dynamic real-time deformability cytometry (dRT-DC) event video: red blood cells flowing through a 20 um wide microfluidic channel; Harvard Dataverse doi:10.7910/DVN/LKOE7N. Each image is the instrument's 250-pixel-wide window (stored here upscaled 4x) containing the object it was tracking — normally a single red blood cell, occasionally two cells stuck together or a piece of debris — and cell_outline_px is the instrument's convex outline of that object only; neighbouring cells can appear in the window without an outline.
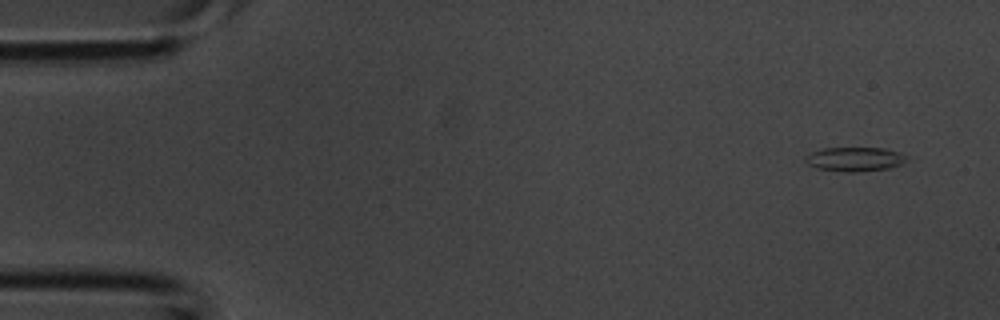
{"species": "common noctule bat (a hibernating species)", "species_latin": "Nyctalus noctula", "temperature_condition": "room temperature", "stored_images_in_passage": 3, "camera_frame_rate_fps": 3000, "um_per_image_px": 0.085, "animal": {"sex": "male", "body_mass_g": 20.1, "forearm_length_mm": 53.5}, "frame": {"image": 1, "passage_image": 1, "time_ms": 0.0, "image_size_px": [1000, 320], "cell_outline_px": [[904, 160], [900, 164], [888, 168], [860, 172], [844, 172], [816, 168], [808, 164], [804, 160], [804, 156], [812, 152], [824, 148], [884, 148], [900, 152], [904, 156]], "centroid_in_image_um": [72.59, 13.53], "position_along_channel_um": 12.4, "area_um2": 14.16}}
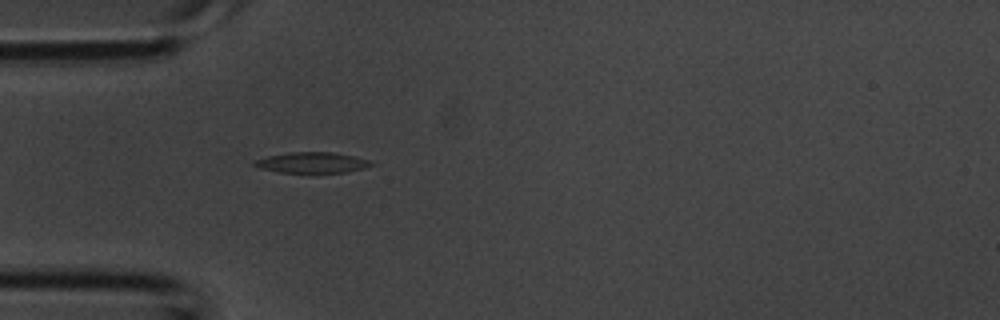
{"frame": {"image": 2, "passage_image": 3, "time_ms": 0.667, "image_size_px": [1000, 320], "cell_outline_px": [[376, 164], [364, 168], [348, 172], [312, 176], [280, 172], [260, 168], [252, 164], [252, 160], [268, 156], [292, 152], [332, 152], [352, 156], [368, 160]], "centroid_in_image_um": [26.52, 13.88], "position_along_channel_um": 58.5, "area_um2": 14.91}}